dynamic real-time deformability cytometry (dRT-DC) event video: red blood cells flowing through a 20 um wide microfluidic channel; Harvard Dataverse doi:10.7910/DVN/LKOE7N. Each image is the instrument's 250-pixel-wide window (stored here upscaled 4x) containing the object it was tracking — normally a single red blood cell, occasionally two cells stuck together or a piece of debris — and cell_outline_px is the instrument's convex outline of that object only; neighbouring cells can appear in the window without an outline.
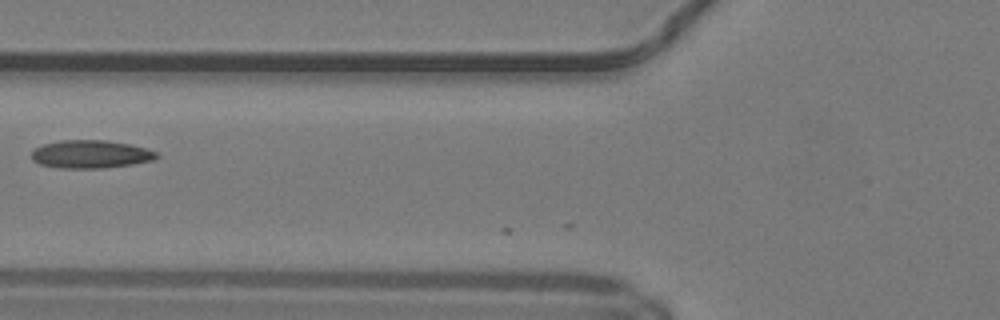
{"species": "common noctule bat (a hibernating species)", "species_latin": "Nyctalus noctula", "temperature_condition": "warm", "stored_images_in_passage": 4, "camera_frame_rate_fps": 3000, "um_per_image_px": 0.085, "animal": {"sex": "male", "body_mass_g": 19.2, "forearm_length_mm": 51.8}, "frame": {"image": 1, "passage_image": 3, "time_ms": 0.667, "image_size_px": [1000, 320], "cell_outline_px": [[160, 156], [152, 160], [132, 164], [104, 168], [60, 168], [40, 164], [32, 160], [32, 152], [36, 148], [44, 144], [60, 140], [104, 140], [128, 144], [144, 148], [156, 152]], "centroid_in_image_um": [7.69, 13.11], "position_along_channel_um": 118.1, "area_um2": 20.23}}